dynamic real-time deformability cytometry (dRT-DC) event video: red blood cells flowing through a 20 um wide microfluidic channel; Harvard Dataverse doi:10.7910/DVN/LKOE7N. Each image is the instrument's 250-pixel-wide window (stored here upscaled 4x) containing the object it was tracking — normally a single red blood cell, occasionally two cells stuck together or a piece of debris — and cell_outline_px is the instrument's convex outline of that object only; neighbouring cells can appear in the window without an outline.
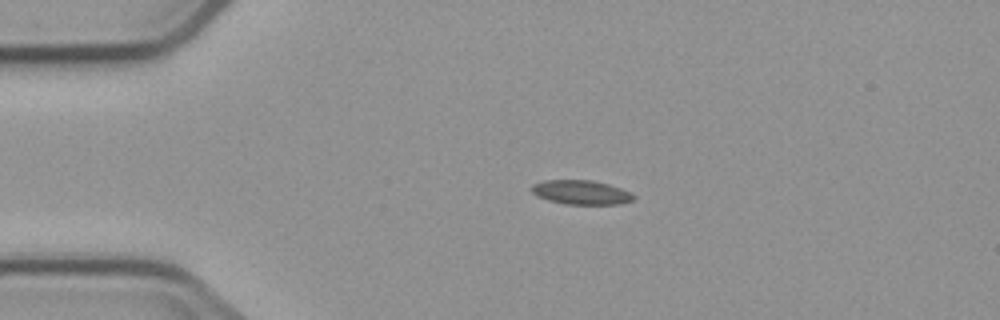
{"species": "common noctule bat (a hibernating species)", "species_latin": "Nyctalus noctula", "temperature_condition": "cold", "stored_images_in_passage": 3, "camera_frame_rate_fps": 3000, "um_per_image_px": 0.085, "animal": {"sex": "male", "body_mass_g": 23.1, "forearm_length_mm": 52.7}, "frame": {"image": 1, "passage_image": 2, "time_ms": 1.0, "image_size_px": [1000, 320], "cell_outline_px": [[636, 196], [632, 200], [620, 204], [564, 204], [548, 200], [536, 196], [532, 192], [532, 184], [544, 180], [592, 180], [608, 184], [620, 188]], "centroid_in_image_um": [49.36, 16.35], "position_along_channel_um": 35.6, "area_um2": 14.33}}